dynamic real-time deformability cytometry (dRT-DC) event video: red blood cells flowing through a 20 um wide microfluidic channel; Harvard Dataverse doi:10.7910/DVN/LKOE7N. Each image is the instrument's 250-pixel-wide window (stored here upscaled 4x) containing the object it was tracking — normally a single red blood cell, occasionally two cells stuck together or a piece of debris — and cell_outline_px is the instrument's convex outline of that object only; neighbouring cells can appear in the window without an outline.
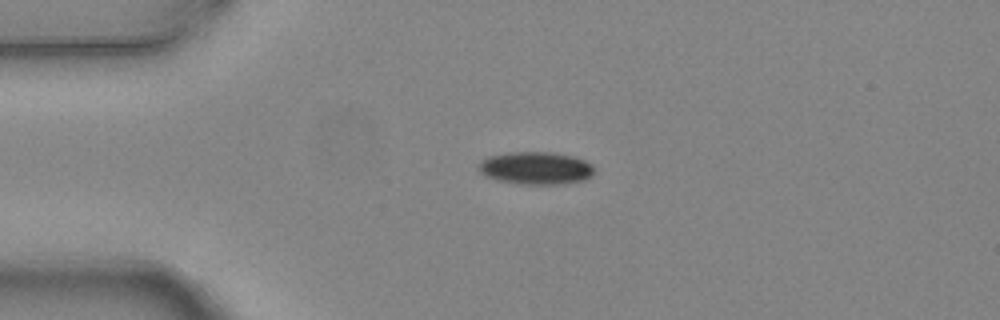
{"species": "common noctule bat (a hibernating species)", "species_latin": "Nyctalus noctula", "temperature_condition": "warm", "stored_images_in_passage": 5, "camera_frame_rate_fps": 3000, "um_per_image_px": 0.085, "animal": {"sex": "female", "body_mass_g": 24.6, "forearm_length_mm": 56.2}, "frame": {"image": 1, "passage_image": 5, "time_ms": 1.333, "image_size_px": [1000, 320], "cell_outline_px": [[596, 172], [592, 176], [584, 180], [564, 184], [520, 184], [496, 180], [484, 176], [476, 168], [484, 160], [492, 156], [512, 152], [552, 152], [572, 156], [584, 160], [592, 164], [596, 168]], "centroid_in_image_um": [45.6, 14.3], "position_along_channel_um": 39.4, "area_um2": 22.14}}